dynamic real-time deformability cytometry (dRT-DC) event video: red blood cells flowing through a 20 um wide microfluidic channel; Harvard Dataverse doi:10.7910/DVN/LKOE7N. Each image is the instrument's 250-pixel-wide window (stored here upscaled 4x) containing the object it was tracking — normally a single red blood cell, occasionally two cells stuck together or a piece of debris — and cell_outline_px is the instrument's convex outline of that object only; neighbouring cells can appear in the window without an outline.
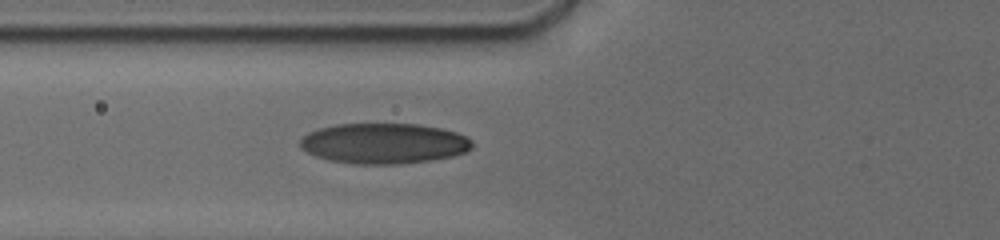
{"species": "human", "species_latin": "Homo sapiens", "temperature_condition": "cold", "stored_images_in_passage": 13, "camera_frame_rate_fps": 3000, "um_per_image_px": 0.085, "donor": {"sex": "male"}, "frame": {"image": 1, "passage_image": 13, "time_ms": 7.667, "image_size_px": [1000, 240], "cell_outline_px": [[472, 148], [464, 152], [452, 156], [428, 160], [400, 164], [356, 164], [328, 160], [316, 156], [300, 148], [300, 140], [308, 132], [320, 128], [336, 124], [416, 124], [440, 128], [456, 132], [472, 140]], "centroid_in_image_um": [32.61, 12.19], "position_along_channel_um": 93.2, "area_um2": 40.4}}